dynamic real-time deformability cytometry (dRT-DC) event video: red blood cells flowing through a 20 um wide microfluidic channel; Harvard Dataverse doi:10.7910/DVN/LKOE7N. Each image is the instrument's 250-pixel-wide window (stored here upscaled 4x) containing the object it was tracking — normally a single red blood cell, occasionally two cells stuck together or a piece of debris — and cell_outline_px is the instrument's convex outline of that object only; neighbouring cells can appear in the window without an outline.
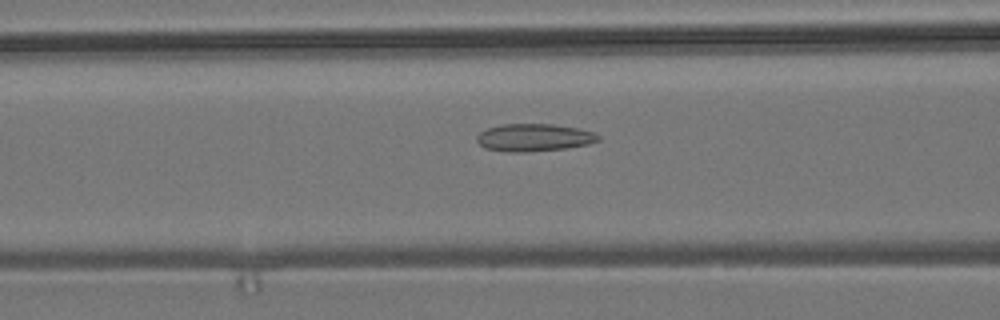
{"species": "common noctule bat (a hibernating species)", "species_latin": "Nyctalus noctula", "temperature_condition": "room temperature", "stored_images_in_passage": 50, "camera_frame_rate_fps": 3000, "um_per_image_px": 0.085, "animal": {"sex": "male", "body_mass_g": 19.2, "forearm_length_mm": 51.8}, "frame": {"image": 1, "passage_image": 17, "time_ms": 5.333, "image_size_px": [1000, 320], "cell_outline_px": [[600, 140], [588, 144], [568, 148], [524, 152], [508, 152], [484, 148], [476, 140], [476, 136], [480, 132], [488, 128], [500, 124], [552, 124], [576, 128], [592, 132], [600, 136]], "centroid_in_image_um": [45.37, 11.69], "position_along_channel_um": 121.2, "area_um2": 19.48}}
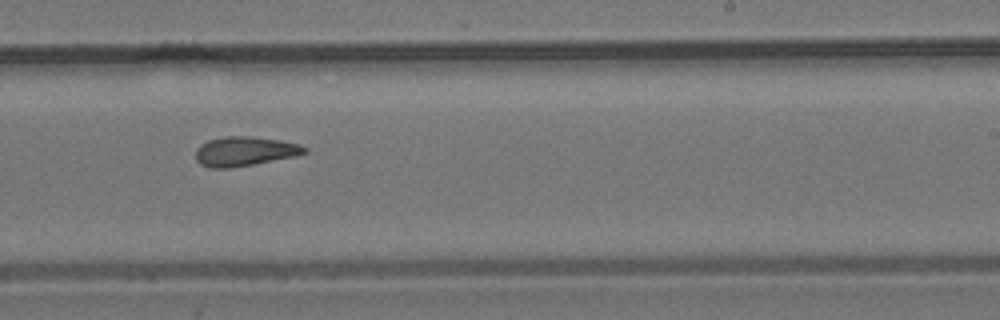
{"frame": {"image": 2, "passage_image": 29, "time_ms": 9.333, "image_size_px": [1000, 320], "cell_outline_px": [[308, 152], [296, 156], [232, 168], [208, 168], [200, 164], [196, 160], [196, 148], [200, 144], [208, 140], [224, 136], [252, 136], [280, 140], [300, 144], [308, 148]], "centroid_in_image_um": [20.79, 12.86], "position_along_channel_um": 268.2, "area_um2": 18.9}}
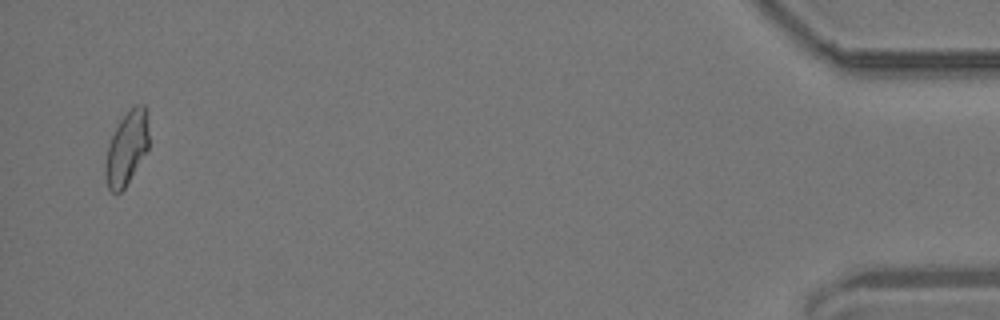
{"frame": {"image": 3, "passage_image": 49, "time_ms": 16.0, "image_size_px": [1000, 320], "cell_outline_px": [[148, 148], [124, 188], [120, 192], [112, 192], [108, 188], [104, 172], [104, 168], [108, 144], [120, 120], [136, 104], [144, 104], [148, 128]], "centroid_in_image_um": [10.75, 12.61], "position_along_channel_um": 424.5, "area_um2": 18.15}, "authors_computed_cell_mechanics": {"area_um2": 18.8139, "velocity_mm_per_s": 3.6698, "shape_relaxation_time_tau1_ms": null, "shape_relaxation_time_tau2_ms": 2.5427, "deformation_change_tau1": null, "deformation_change_tau2": 0.0934}}